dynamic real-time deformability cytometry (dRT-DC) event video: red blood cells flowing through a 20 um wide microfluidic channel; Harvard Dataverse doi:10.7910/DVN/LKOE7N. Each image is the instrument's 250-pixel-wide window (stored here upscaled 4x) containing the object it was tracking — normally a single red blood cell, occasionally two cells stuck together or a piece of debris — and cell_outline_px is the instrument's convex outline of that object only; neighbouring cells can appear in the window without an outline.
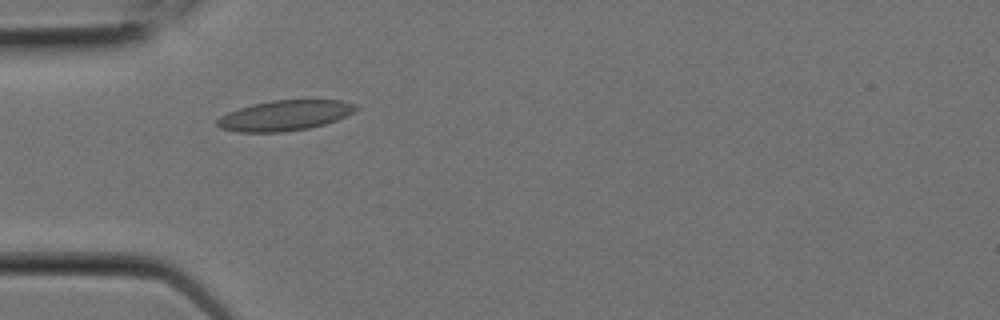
{"species": "Egyptian fruit bat (a non-hibernating species)", "species_latin": "Rousettus aegyptiacus", "temperature_condition": "room temperature", "stored_images_in_passage": 6, "camera_frame_rate_fps": 3000, "um_per_image_px": 0.085, "animal": {"sex": "female"}, "frame": {"image": 1, "passage_image": 5, "time_ms": 1.333, "image_size_px": [1000, 320], "cell_outline_px": [[360, 108], [336, 120], [324, 124], [308, 128], [280, 132], [240, 132], [220, 128], [216, 124], [216, 120], [220, 116], [228, 112], [252, 104], [272, 100], [340, 100], [356, 104]], "centroid_in_image_um": [24.19, 9.81], "position_along_channel_um": 60.8, "area_um2": 24.33}}
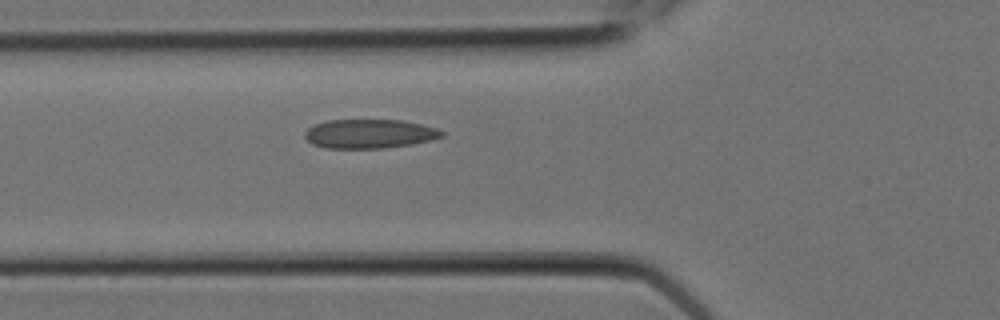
{"frame": {"image": 2, "passage_image": 6, "time_ms": 1.667, "image_size_px": [1000, 320], "cell_outline_px": [[444, 136], [432, 140], [412, 144], [384, 148], [324, 148], [312, 144], [304, 136], [304, 132], [308, 128], [316, 124], [328, 120], [400, 120], [420, 124], [436, 128], [444, 132]], "centroid_in_image_um": [31.4, 11.38], "position_along_channel_um": 94.4, "area_um2": 23.18}}